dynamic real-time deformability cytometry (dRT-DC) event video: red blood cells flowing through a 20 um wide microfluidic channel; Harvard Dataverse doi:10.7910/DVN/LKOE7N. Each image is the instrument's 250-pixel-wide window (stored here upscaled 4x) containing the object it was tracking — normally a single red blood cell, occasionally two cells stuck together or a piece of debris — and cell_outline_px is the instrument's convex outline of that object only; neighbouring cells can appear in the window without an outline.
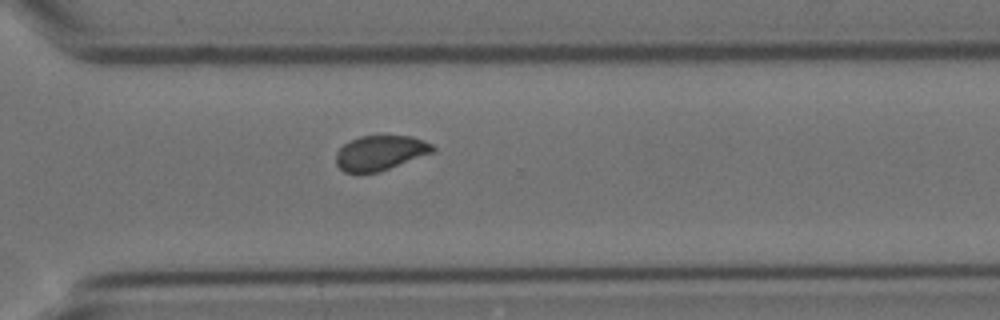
{"species": "Egyptian fruit bat (a non-hibernating species)", "species_latin": "Rousettus aegyptiacus", "temperature_condition": "cold", "stored_images_in_passage": 9, "camera_frame_rate_fps": 3000, "um_per_image_px": 0.085, "animal": {"sex": "female"}, "frame": {"image": 1, "passage_image": 9, "time_ms": 10.0, "image_size_px": [1000, 320], "cell_outline_px": [[436, 148], [432, 152], [380, 172], [344, 172], [336, 164], [336, 152], [344, 144], [360, 136], [412, 136], [424, 140], [432, 144]], "centroid_in_image_um": [32.32, 12.99], "position_along_channel_um": 338.3, "area_um2": 19.42}}